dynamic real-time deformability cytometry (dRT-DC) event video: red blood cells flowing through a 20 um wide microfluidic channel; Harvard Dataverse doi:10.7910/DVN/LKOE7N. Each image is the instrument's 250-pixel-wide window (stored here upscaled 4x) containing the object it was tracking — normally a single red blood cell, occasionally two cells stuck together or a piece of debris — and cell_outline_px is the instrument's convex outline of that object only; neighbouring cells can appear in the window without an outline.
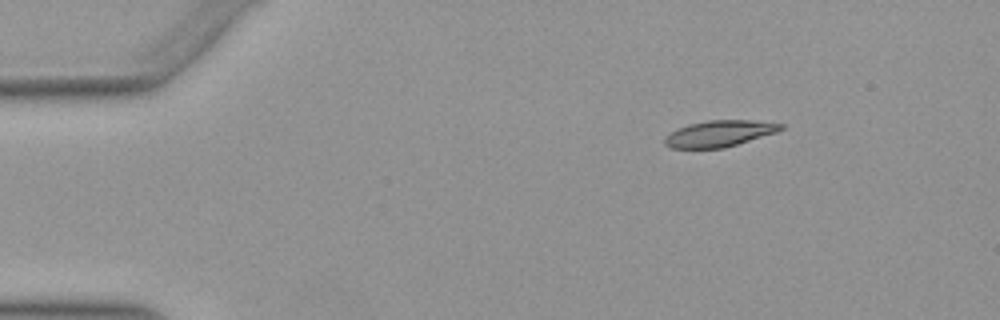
{"species": "Egyptian fruit bat (a non-hibernating species)", "species_latin": "Rousettus aegyptiacus", "temperature_condition": "warm", "stored_images_in_passage": 45, "camera_frame_rate_fps": 3000, "um_per_image_px": 0.085, "animal": {"sex": "female"}, "frame": {"image": 1, "passage_image": 1, "time_ms": 0.0, "image_size_px": [1000, 320], "cell_outline_px": [[784, 128], [776, 132], [724, 148], [672, 148], [664, 144], [664, 136], [676, 128], [688, 124], [708, 120], [752, 120], [784, 124]], "centroid_in_image_um": [61.1, 11.35], "position_along_channel_um": 23.9, "area_um2": 17.8}}
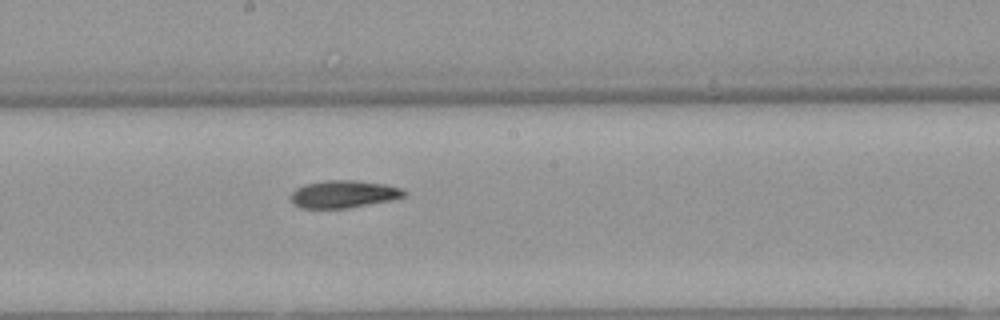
{"frame": {"image": 2, "passage_image": 22, "time_ms": 7.0, "image_size_px": [1000, 320], "cell_outline_px": [[408, 192], [404, 196], [388, 200], [348, 208], [300, 208], [292, 200], [292, 192], [296, 188], [304, 184], [324, 180], [356, 180], [384, 184], [400, 188]], "centroid_in_image_um": [29.19, 16.49], "position_along_channel_um": 219.0, "area_um2": 17.92}}
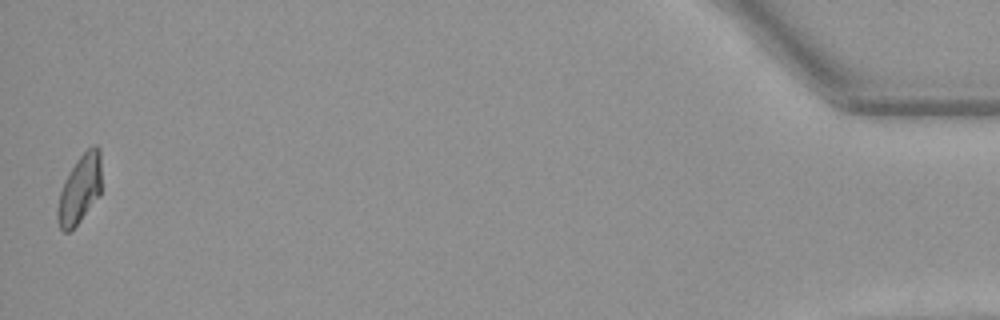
{"frame": {"image": 3, "passage_image": 45, "time_ms": 14.667, "image_size_px": [1000, 320], "cell_outline_px": [[100, 196], [80, 220], [68, 232], [64, 232], [60, 228], [56, 220], [56, 208], [60, 192], [64, 180], [76, 160], [92, 144], [96, 144], [100, 148]], "centroid_in_image_um": [6.76, 16.08], "position_along_channel_um": 428.4, "area_um2": 17.63}, "authors_computed_cell_mechanics": {"area_um2": 18.0336, "velocity_mm_per_s": 3.9345, "shape_relaxation_time_tau1_ms": null, "shape_relaxation_time_tau2_ms": 3.986, "deformation_change_tau1": null, "deformation_change_tau2": 0.1055}}